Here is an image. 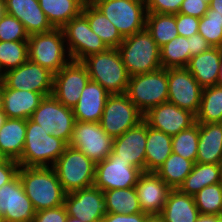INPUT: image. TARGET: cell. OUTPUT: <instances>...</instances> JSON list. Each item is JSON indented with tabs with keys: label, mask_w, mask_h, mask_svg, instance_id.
Masks as SVG:
<instances>
[{
	"label": "cell",
	"mask_w": 222,
	"mask_h": 222,
	"mask_svg": "<svg viewBox=\"0 0 222 222\" xmlns=\"http://www.w3.org/2000/svg\"><path fill=\"white\" fill-rule=\"evenodd\" d=\"M209 8L214 9V13L222 15V0H210Z\"/></svg>",
	"instance_id": "cell-50"
},
{
	"label": "cell",
	"mask_w": 222,
	"mask_h": 222,
	"mask_svg": "<svg viewBox=\"0 0 222 222\" xmlns=\"http://www.w3.org/2000/svg\"><path fill=\"white\" fill-rule=\"evenodd\" d=\"M26 139V119L8 118L0 129V150L7 158L19 161Z\"/></svg>",
	"instance_id": "cell-28"
},
{
	"label": "cell",
	"mask_w": 222,
	"mask_h": 222,
	"mask_svg": "<svg viewBox=\"0 0 222 222\" xmlns=\"http://www.w3.org/2000/svg\"><path fill=\"white\" fill-rule=\"evenodd\" d=\"M7 119L8 117L6 116L4 111L0 110V129L2 128L3 124L6 122Z\"/></svg>",
	"instance_id": "cell-56"
},
{
	"label": "cell",
	"mask_w": 222,
	"mask_h": 222,
	"mask_svg": "<svg viewBox=\"0 0 222 222\" xmlns=\"http://www.w3.org/2000/svg\"><path fill=\"white\" fill-rule=\"evenodd\" d=\"M199 214H222V184L217 183L204 187L194 195Z\"/></svg>",
	"instance_id": "cell-40"
},
{
	"label": "cell",
	"mask_w": 222,
	"mask_h": 222,
	"mask_svg": "<svg viewBox=\"0 0 222 222\" xmlns=\"http://www.w3.org/2000/svg\"><path fill=\"white\" fill-rule=\"evenodd\" d=\"M142 120L143 114L126 94H113L106 101L99 123L103 130L114 139Z\"/></svg>",
	"instance_id": "cell-10"
},
{
	"label": "cell",
	"mask_w": 222,
	"mask_h": 222,
	"mask_svg": "<svg viewBox=\"0 0 222 222\" xmlns=\"http://www.w3.org/2000/svg\"><path fill=\"white\" fill-rule=\"evenodd\" d=\"M199 123L172 136V152L196 163Z\"/></svg>",
	"instance_id": "cell-39"
},
{
	"label": "cell",
	"mask_w": 222,
	"mask_h": 222,
	"mask_svg": "<svg viewBox=\"0 0 222 222\" xmlns=\"http://www.w3.org/2000/svg\"><path fill=\"white\" fill-rule=\"evenodd\" d=\"M66 222H87L81 218H76V217H71V216H68Z\"/></svg>",
	"instance_id": "cell-58"
},
{
	"label": "cell",
	"mask_w": 222,
	"mask_h": 222,
	"mask_svg": "<svg viewBox=\"0 0 222 222\" xmlns=\"http://www.w3.org/2000/svg\"><path fill=\"white\" fill-rule=\"evenodd\" d=\"M28 39L29 34L17 18L6 13L0 19V41L28 42Z\"/></svg>",
	"instance_id": "cell-42"
},
{
	"label": "cell",
	"mask_w": 222,
	"mask_h": 222,
	"mask_svg": "<svg viewBox=\"0 0 222 222\" xmlns=\"http://www.w3.org/2000/svg\"><path fill=\"white\" fill-rule=\"evenodd\" d=\"M143 120L150 128L174 136L194 125L196 115L167 101L148 110Z\"/></svg>",
	"instance_id": "cell-19"
},
{
	"label": "cell",
	"mask_w": 222,
	"mask_h": 222,
	"mask_svg": "<svg viewBox=\"0 0 222 222\" xmlns=\"http://www.w3.org/2000/svg\"><path fill=\"white\" fill-rule=\"evenodd\" d=\"M219 49H220V52H221V54H222V43H221V45L219 46Z\"/></svg>",
	"instance_id": "cell-62"
},
{
	"label": "cell",
	"mask_w": 222,
	"mask_h": 222,
	"mask_svg": "<svg viewBox=\"0 0 222 222\" xmlns=\"http://www.w3.org/2000/svg\"><path fill=\"white\" fill-rule=\"evenodd\" d=\"M66 146L60 138L46 133L41 125L26 119V139L18 163L24 167H52Z\"/></svg>",
	"instance_id": "cell-4"
},
{
	"label": "cell",
	"mask_w": 222,
	"mask_h": 222,
	"mask_svg": "<svg viewBox=\"0 0 222 222\" xmlns=\"http://www.w3.org/2000/svg\"><path fill=\"white\" fill-rule=\"evenodd\" d=\"M7 158L2 154L0 150V164L3 163Z\"/></svg>",
	"instance_id": "cell-60"
},
{
	"label": "cell",
	"mask_w": 222,
	"mask_h": 222,
	"mask_svg": "<svg viewBox=\"0 0 222 222\" xmlns=\"http://www.w3.org/2000/svg\"><path fill=\"white\" fill-rule=\"evenodd\" d=\"M3 99H4V83L0 78V110H3Z\"/></svg>",
	"instance_id": "cell-53"
},
{
	"label": "cell",
	"mask_w": 222,
	"mask_h": 222,
	"mask_svg": "<svg viewBox=\"0 0 222 222\" xmlns=\"http://www.w3.org/2000/svg\"><path fill=\"white\" fill-rule=\"evenodd\" d=\"M198 33L211 47H219L222 43V15L208 8L206 14L200 18Z\"/></svg>",
	"instance_id": "cell-41"
},
{
	"label": "cell",
	"mask_w": 222,
	"mask_h": 222,
	"mask_svg": "<svg viewBox=\"0 0 222 222\" xmlns=\"http://www.w3.org/2000/svg\"><path fill=\"white\" fill-rule=\"evenodd\" d=\"M209 3L210 0H184L179 13L200 19L206 14Z\"/></svg>",
	"instance_id": "cell-46"
},
{
	"label": "cell",
	"mask_w": 222,
	"mask_h": 222,
	"mask_svg": "<svg viewBox=\"0 0 222 222\" xmlns=\"http://www.w3.org/2000/svg\"><path fill=\"white\" fill-rule=\"evenodd\" d=\"M144 222H165V220L160 214H151L147 215Z\"/></svg>",
	"instance_id": "cell-51"
},
{
	"label": "cell",
	"mask_w": 222,
	"mask_h": 222,
	"mask_svg": "<svg viewBox=\"0 0 222 222\" xmlns=\"http://www.w3.org/2000/svg\"><path fill=\"white\" fill-rule=\"evenodd\" d=\"M89 80L85 65L71 60L54 74L52 95L66 107L73 108Z\"/></svg>",
	"instance_id": "cell-16"
},
{
	"label": "cell",
	"mask_w": 222,
	"mask_h": 222,
	"mask_svg": "<svg viewBox=\"0 0 222 222\" xmlns=\"http://www.w3.org/2000/svg\"><path fill=\"white\" fill-rule=\"evenodd\" d=\"M217 85L222 86V56H221V62H220V67H219V76L217 80Z\"/></svg>",
	"instance_id": "cell-57"
},
{
	"label": "cell",
	"mask_w": 222,
	"mask_h": 222,
	"mask_svg": "<svg viewBox=\"0 0 222 222\" xmlns=\"http://www.w3.org/2000/svg\"><path fill=\"white\" fill-rule=\"evenodd\" d=\"M168 102L198 113L203 88L186 68L167 69Z\"/></svg>",
	"instance_id": "cell-14"
},
{
	"label": "cell",
	"mask_w": 222,
	"mask_h": 222,
	"mask_svg": "<svg viewBox=\"0 0 222 222\" xmlns=\"http://www.w3.org/2000/svg\"><path fill=\"white\" fill-rule=\"evenodd\" d=\"M213 222H222V214L213 215Z\"/></svg>",
	"instance_id": "cell-59"
},
{
	"label": "cell",
	"mask_w": 222,
	"mask_h": 222,
	"mask_svg": "<svg viewBox=\"0 0 222 222\" xmlns=\"http://www.w3.org/2000/svg\"><path fill=\"white\" fill-rule=\"evenodd\" d=\"M145 172H156L172 153V136L147 125Z\"/></svg>",
	"instance_id": "cell-29"
},
{
	"label": "cell",
	"mask_w": 222,
	"mask_h": 222,
	"mask_svg": "<svg viewBox=\"0 0 222 222\" xmlns=\"http://www.w3.org/2000/svg\"><path fill=\"white\" fill-rule=\"evenodd\" d=\"M95 166L83 152L67 145L52 167L64 191L71 193L94 185Z\"/></svg>",
	"instance_id": "cell-5"
},
{
	"label": "cell",
	"mask_w": 222,
	"mask_h": 222,
	"mask_svg": "<svg viewBox=\"0 0 222 222\" xmlns=\"http://www.w3.org/2000/svg\"><path fill=\"white\" fill-rule=\"evenodd\" d=\"M219 167H220V181L222 184V161L219 163Z\"/></svg>",
	"instance_id": "cell-61"
},
{
	"label": "cell",
	"mask_w": 222,
	"mask_h": 222,
	"mask_svg": "<svg viewBox=\"0 0 222 222\" xmlns=\"http://www.w3.org/2000/svg\"><path fill=\"white\" fill-rule=\"evenodd\" d=\"M184 0H145L146 10L150 13L176 14L179 13Z\"/></svg>",
	"instance_id": "cell-43"
},
{
	"label": "cell",
	"mask_w": 222,
	"mask_h": 222,
	"mask_svg": "<svg viewBox=\"0 0 222 222\" xmlns=\"http://www.w3.org/2000/svg\"><path fill=\"white\" fill-rule=\"evenodd\" d=\"M44 97L35 91L16 90L4 86L3 111L8 118L29 119Z\"/></svg>",
	"instance_id": "cell-25"
},
{
	"label": "cell",
	"mask_w": 222,
	"mask_h": 222,
	"mask_svg": "<svg viewBox=\"0 0 222 222\" xmlns=\"http://www.w3.org/2000/svg\"><path fill=\"white\" fill-rule=\"evenodd\" d=\"M221 56L219 47H212L208 51L192 56L185 68L202 88L211 87L217 84Z\"/></svg>",
	"instance_id": "cell-24"
},
{
	"label": "cell",
	"mask_w": 222,
	"mask_h": 222,
	"mask_svg": "<svg viewBox=\"0 0 222 222\" xmlns=\"http://www.w3.org/2000/svg\"><path fill=\"white\" fill-rule=\"evenodd\" d=\"M95 7L114 24L123 38L145 29V0H102Z\"/></svg>",
	"instance_id": "cell-8"
},
{
	"label": "cell",
	"mask_w": 222,
	"mask_h": 222,
	"mask_svg": "<svg viewBox=\"0 0 222 222\" xmlns=\"http://www.w3.org/2000/svg\"><path fill=\"white\" fill-rule=\"evenodd\" d=\"M108 213L134 214L141 211L135 187L103 191Z\"/></svg>",
	"instance_id": "cell-35"
},
{
	"label": "cell",
	"mask_w": 222,
	"mask_h": 222,
	"mask_svg": "<svg viewBox=\"0 0 222 222\" xmlns=\"http://www.w3.org/2000/svg\"><path fill=\"white\" fill-rule=\"evenodd\" d=\"M35 212L19 175L0 187V216L3 222H33Z\"/></svg>",
	"instance_id": "cell-18"
},
{
	"label": "cell",
	"mask_w": 222,
	"mask_h": 222,
	"mask_svg": "<svg viewBox=\"0 0 222 222\" xmlns=\"http://www.w3.org/2000/svg\"><path fill=\"white\" fill-rule=\"evenodd\" d=\"M28 60V42L0 41V76Z\"/></svg>",
	"instance_id": "cell-38"
},
{
	"label": "cell",
	"mask_w": 222,
	"mask_h": 222,
	"mask_svg": "<svg viewBox=\"0 0 222 222\" xmlns=\"http://www.w3.org/2000/svg\"><path fill=\"white\" fill-rule=\"evenodd\" d=\"M64 206L68 216L87 222H101L108 213L104 192L94 185L66 193Z\"/></svg>",
	"instance_id": "cell-17"
},
{
	"label": "cell",
	"mask_w": 222,
	"mask_h": 222,
	"mask_svg": "<svg viewBox=\"0 0 222 222\" xmlns=\"http://www.w3.org/2000/svg\"><path fill=\"white\" fill-rule=\"evenodd\" d=\"M68 218L64 205L35 212L33 222H66Z\"/></svg>",
	"instance_id": "cell-45"
},
{
	"label": "cell",
	"mask_w": 222,
	"mask_h": 222,
	"mask_svg": "<svg viewBox=\"0 0 222 222\" xmlns=\"http://www.w3.org/2000/svg\"><path fill=\"white\" fill-rule=\"evenodd\" d=\"M65 42L62 28L29 35L28 60L55 74L72 60Z\"/></svg>",
	"instance_id": "cell-6"
},
{
	"label": "cell",
	"mask_w": 222,
	"mask_h": 222,
	"mask_svg": "<svg viewBox=\"0 0 222 222\" xmlns=\"http://www.w3.org/2000/svg\"><path fill=\"white\" fill-rule=\"evenodd\" d=\"M69 145L98 163L112 152L113 138L103 130L99 122L76 121Z\"/></svg>",
	"instance_id": "cell-11"
},
{
	"label": "cell",
	"mask_w": 222,
	"mask_h": 222,
	"mask_svg": "<svg viewBox=\"0 0 222 222\" xmlns=\"http://www.w3.org/2000/svg\"><path fill=\"white\" fill-rule=\"evenodd\" d=\"M125 94L143 115L151 108L167 102V69L160 68L130 77Z\"/></svg>",
	"instance_id": "cell-7"
},
{
	"label": "cell",
	"mask_w": 222,
	"mask_h": 222,
	"mask_svg": "<svg viewBox=\"0 0 222 222\" xmlns=\"http://www.w3.org/2000/svg\"><path fill=\"white\" fill-rule=\"evenodd\" d=\"M146 142L147 123L142 120L121 136L113 139V147L110 154L115 159L130 162L132 166L145 172Z\"/></svg>",
	"instance_id": "cell-20"
},
{
	"label": "cell",
	"mask_w": 222,
	"mask_h": 222,
	"mask_svg": "<svg viewBox=\"0 0 222 222\" xmlns=\"http://www.w3.org/2000/svg\"><path fill=\"white\" fill-rule=\"evenodd\" d=\"M62 30L67 50L74 61H82L89 55L108 49L101 38L91 30L87 18L82 13L72 18Z\"/></svg>",
	"instance_id": "cell-12"
},
{
	"label": "cell",
	"mask_w": 222,
	"mask_h": 222,
	"mask_svg": "<svg viewBox=\"0 0 222 222\" xmlns=\"http://www.w3.org/2000/svg\"><path fill=\"white\" fill-rule=\"evenodd\" d=\"M82 14L87 18L91 30L101 38L108 48H118L124 38L114 24L95 6H85Z\"/></svg>",
	"instance_id": "cell-32"
},
{
	"label": "cell",
	"mask_w": 222,
	"mask_h": 222,
	"mask_svg": "<svg viewBox=\"0 0 222 222\" xmlns=\"http://www.w3.org/2000/svg\"><path fill=\"white\" fill-rule=\"evenodd\" d=\"M143 172L130 162L115 159L111 154L96 163L94 186L102 191L135 187Z\"/></svg>",
	"instance_id": "cell-15"
},
{
	"label": "cell",
	"mask_w": 222,
	"mask_h": 222,
	"mask_svg": "<svg viewBox=\"0 0 222 222\" xmlns=\"http://www.w3.org/2000/svg\"><path fill=\"white\" fill-rule=\"evenodd\" d=\"M222 121V86L203 88L197 123H220Z\"/></svg>",
	"instance_id": "cell-36"
},
{
	"label": "cell",
	"mask_w": 222,
	"mask_h": 222,
	"mask_svg": "<svg viewBox=\"0 0 222 222\" xmlns=\"http://www.w3.org/2000/svg\"><path fill=\"white\" fill-rule=\"evenodd\" d=\"M194 164L193 161L172 152L155 173L164 180L171 189H178L193 170Z\"/></svg>",
	"instance_id": "cell-34"
},
{
	"label": "cell",
	"mask_w": 222,
	"mask_h": 222,
	"mask_svg": "<svg viewBox=\"0 0 222 222\" xmlns=\"http://www.w3.org/2000/svg\"><path fill=\"white\" fill-rule=\"evenodd\" d=\"M20 165L17 161L6 159L0 164V187L12 181L19 171Z\"/></svg>",
	"instance_id": "cell-47"
},
{
	"label": "cell",
	"mask_w": 222,
	"mask_h": 222,
	"mask_svg": "<svg viewBox=\"0 0 222 222\" xmlns=\"http://www.w3.org/2000/svg\"><path fill=\"white\" fill-rule=\"evenodd\" d=\"M141 211L160 214L172 190L155 172H143L135 186Z\"/></svg>",
	"instance_id": "cell-21"
},
{
	"label": "cell",
	"mask_w": 222,
	"mask_h": 222,
	"mask_svg": "<svg viewBox=\"0 0 222 222\" xmlns=\"http://www.w3.org/2000/svg\"><path fill=\"white\" fill-rule=\"evenodd\" d=\"M1 78L6 88L35 91L45 97L53 92L54 73L30 60L4 73Z\"/></svg>",
	"instance_id": "cell-13"
},
{
	"label": "cell",
	"mask_w": 222,
	"mask_h": 222,
	"mask_svg": "<svg viewBox=\"0 0 222 222\" xmlns=\"http://www.w3.org/2000/svg\"><path fill=\"white\" fill-rule=\"evenodd\" d=\"M19 178L36 212L64 205V191L53 167L20 166Z\"/></svg>",
	"instance_id": "cell-1"
},
{
	"label": "cell",
	"mask_w": 222,
	"mask_h": 222,
	"mask_svg": "<svg viewBox=\"0 0 222 222\" xmlns=\"http://www.w3.org/2000/svg\"><path fill=\"white\" fill-rule=\"evenodd\" d=\"M197 163L219 164L222 161V126L220 123H199Z\"/></svg>",
	"instance_id": "cell-26"
},
{
	"label": "cell",
	"mask_w": 222,
	"mask_h": 222,
	"mask_svg": "<svg viewBox=\"0 0 222 222\" xmlns=\"http://www.w3.org/2000/svg\"><path fill=\"white\" fill-rule=\"evenodd\" d=\"M221 183L219 164L195 163L191 173L185 178L178 190L194 196L204 187Z\"/></svg>",
	"instance_id": "cell-31"
},
{
	"label": "cell",
	"mask_w": 222,
	"mask_h": 222,
	"mask_svg": "<svg viewBox=\"0 0 222 222\" xmlns=\"http://www.w3.org/2000/svg\"><path fill=\"white\" fill-rule=\"evenodd\" d=\"M210 48H212L210 44L199 33L190 37V58L208 51Z\"/></svg>",
	"instance_id": "cell-49"
},
{
	"label": "cell",
	"mask_w": 222,
	"mask_h": 222,
	"mask_svg": "<svg viewBox=\"0 0 222 222\" xmlns=\"http://www.w3.org/2000/svg\"><path fill=\"white\" fill-rule=\"evenodd\" d=\"M118 50L130 77L162 68L160 47L146 29L125 37Z\"/></svg>",
	"instance_id": "cell-3"
},
{
	"label": "cell",
	"mask_w": 222,
	"mask_h": 222,
	"mask_svg": "<svg viewBox=\"0 0 222 222\" xmlns=\"http://www.w3.org/2000/svg\"><path fill=\"white\" fill-rule=\"evenodd\" d=\"M145 29L160 48L179 36L175 14L147 12Z\"/></svg>",
	"instance_id": "cell-33"
},
{
	"label": "cell",
	"mask_w": 222,
	"mask_h": 222,
	"mask_svg": "<svg viewBox=\"0 0 222 222\" xmlns=\"http://www.w3.org/2000/svg\"><path fill=\"white\" fill-rule=\"evenodd\" d=\"M6 12L17 18L29 35L53 29L38 0H5Z\"/></svg>",
	"instance_id": "cell-22"
},
{
	"label": "cell",
	"mask_w": 222,
	"mask_h": 222,
	"mask_svg": "<svg viewBox=\"0 0 222 222\" xmlns=\"http://www.w3.org/2000/svg\"><path fill=\"white\" fill-rule=\"evenodd\" d=\"M30 119L41 125L46 133L69 145L76 122L73 109L63 105L53 95L44 97Z\"/></svg>",
	"instance_id": "cell-9"
},
{
	"label": "cell",
	"mask_w": 222,
	"mask_h": 222,
	"mask_svg": "<svg viewBox=\"0 0 222 222\" xmlns=\"http://www.w3.org/2000/svg\"><path fill=\"white\" fill-rule=\"evenodd\" d=\"M196 222H213V215L199 214Z\"/></svg>",
	"instance_id": "cell-52"
},
{
	"label": "cell",
	"mask_w": 222,
	"mask_h": 222,
	"mask_svg": "<svg viewBox=\"0 0 222 222\" xmlns=\"http://www.w3.org/2000/svg\"><path fill=\"white\" fill-rule=\"evenodd\" d=\"M5 0H0V19L6 14Z\"/></svg>",
	"instance_id": "cell-55"
},
{
	"label": "cell",
	"mask_w": 222,
	"mask_h": 222,
	"mask_svg": "<svg viewBox=\"0 0 222 222\" xmlns=\"http://www.w3.org/2000/svg\"><path fill=\"white\" fill-rule=\"evenodd\" d=\"M160 215L165 222H196L199 211L194 196L172 189Z\"/></svg>",
	"instance_id": "cell-27"
},
{
	"label": "cell",
	"mask_w": 222,
	"mask_h": 222,
	"mask_svg": "<svg viewBox=\"0 0 222 222\" xmlns=\"http://www.w3.org/2000/svg\"><path fill=\"white\" fill-rule=\"evenodd\" d=\"M81 62L90 80L99 83L110 95L126 93L130 76L118 48L89 55Z\"/></svg>",
	"instance_id": "cell-2"
},
{
	"label": "cell",
	"mask_w": 222,
	"mask_h": 222,
	"mask_svg": "<svg viewBox=\"0 0 222 222\" xmlns=\"http://www.w3.org/2000/svg\"><path fill=\"white\" fill-rule=\"evenodd\" d=\"M110 94L97 82L89 80L79 101L72 108L76 121L100 122Z\"/></svg>",
	"instance_id": "cell-23"
},
{
	"label": "cell",
	"mask_w": 222,
	"mask_h": 222,
	"mask_svg": "<svg viewBox=\"0 0 222 222\" xmlns=\"http://www.w3.org/2000/svg\"><path fill=\"white\" fill-rule=\"evenodd\" d=\"M176 25L179 36L189 38L196 33L199 29L200 19L197 17L176 13Z\"/></svg>",
	"instance_id": "cell-44"
},
{
	"label": "cell",
	"mask_w": 222,
	"mask_h": 222,
	"mask_svg": "<svg viewBox=\"0 0 222 222\" xmlns=\"http://www.w3.org/2000/svg\"><path fill=\"white\" fill-rule=\"evenodd\" d=\"M100 1H102V0H80L83 7H85V6H95Z\"/></svg>",
	"instance_id": "cell-54"
},
{
	"label": "cell",
	"mask_w": 222,
	"mask_h": 222,
	"mask_svg": "<svg viewBox=\"0 0 222 222\" xmlns=\"http://www.w3.org/2000/svg\"><path fill=\"white\" fill-rule=\"evenodd\" d=\"M162 68H185L190 60V37L178 36L160 48Z\"/></svg>",
	"instance_id": "cell-37"
},
{
	"label": "cell",
	"mask_w": 222,
	"mask_h": 222,
	"mask_svg": "<svg viewBox=\"0 0 222 222\" xmlns=\"http://www.w3.org/2000/svg\"><path fill=\"white\" fill-rule=\"evenodd\" d=\"M53 28H63L72 18L82 13L80 0H38Z\"/></svg>",
	"instance_id": "cell-30"
},
{
	"label": "cell",
	"mask_w": 222,
	"mask_h": 222,
	"mask_svg": "<svg viewBox=\"0 0 222 222\" xmlns=\"http://www.w3.org/2000/svg\"><path fill=\"white\" fill-rule=\"evenodd\" d=\"M147 215L144 212L134 214L107 213L101 222H144Z\"/></svg>",
	"instance_id": "cell-48"
}]
</instances>
